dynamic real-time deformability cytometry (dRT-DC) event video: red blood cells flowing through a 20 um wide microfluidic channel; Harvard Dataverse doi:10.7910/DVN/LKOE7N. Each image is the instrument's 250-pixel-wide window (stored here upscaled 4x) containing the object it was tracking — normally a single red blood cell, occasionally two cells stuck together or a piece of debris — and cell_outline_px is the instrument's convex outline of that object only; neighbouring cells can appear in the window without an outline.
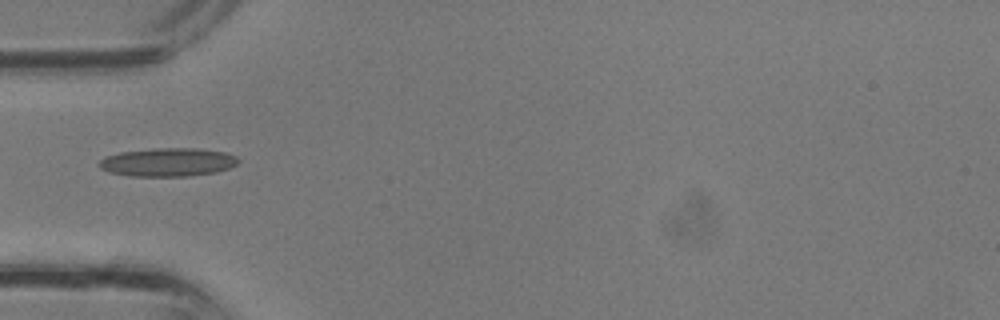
{"species": "common noctule bat (a hibernating species)", "species_latin": "Nyctalus noctula", "temperature_condition": "room temperature", "stored_images_in_passage": 25, "camera_frame_rate_fps": 3000, "um_per_image_px": 0.085, "animal": {"sex": "male", "body_mass_g": 13.3}, "frame": {"image": 1, "passage_image": 1, "time_ms": 0.0, "image_size_px": [1000, 320], "cell_outline_px": [[240, 160], [236, 164], [228, 168], [216, 172], [188, 176], [132, 176], [108, 172], [100, 168], [96, 164], [104, 156], [120, 152], [156, 148], [196, 148], [224, 152], [236, 156]], "centroid_in_image_um": [14.22, 13.78], "position_along_channel_um": 70.8, "area_um2": 23.12}}
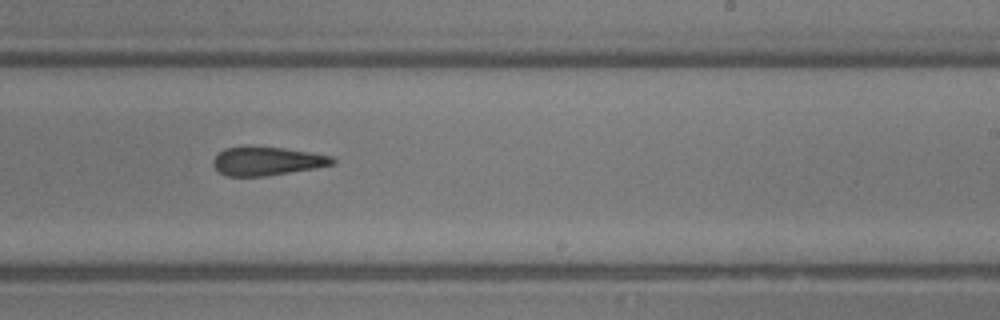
{"frame": {"image": 2, "passage_image": 11, "time_ms": 3.333, "image_size_px": [1000, 320], "cell_outline_px": [[336, 160], [332, 164], [312, 168], [264, 176], [224, 176], [212, 164], [212, 160], [224, 148], [284, 148], [332, 156]], "centroid_in_image_um": [22.67, 13.71], "position_along_channel_um": 266.3, "area_um2": 19.13}}
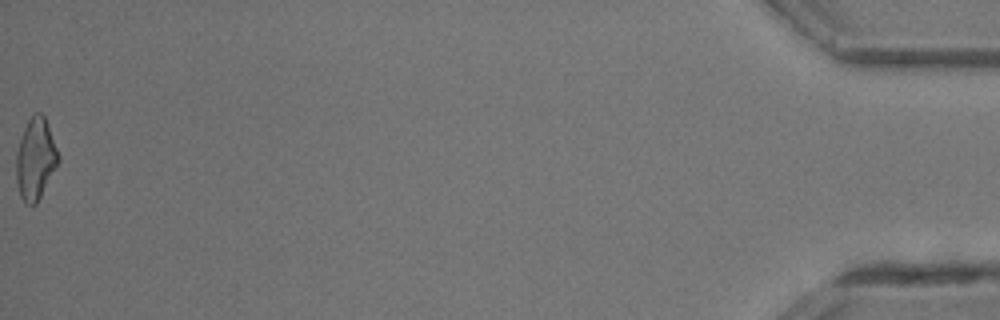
{"frame": {"image": 3, "passage_image": 25, "time_ms": 8.0, "image_size_px": [1000, 320], "cell_outline_px": [[60, 160], [36, 204], [28, 204], [20, 196], [16, 180], [16, 152], [24, 128], [28, 120], [36, 112], [40, 112], [44, 116], [48, 124], [60, 156]], "centroid_in_image_um": [3.02, 13.49], "position_along_channel_um": 432.2, "area_um2": 19.83}}